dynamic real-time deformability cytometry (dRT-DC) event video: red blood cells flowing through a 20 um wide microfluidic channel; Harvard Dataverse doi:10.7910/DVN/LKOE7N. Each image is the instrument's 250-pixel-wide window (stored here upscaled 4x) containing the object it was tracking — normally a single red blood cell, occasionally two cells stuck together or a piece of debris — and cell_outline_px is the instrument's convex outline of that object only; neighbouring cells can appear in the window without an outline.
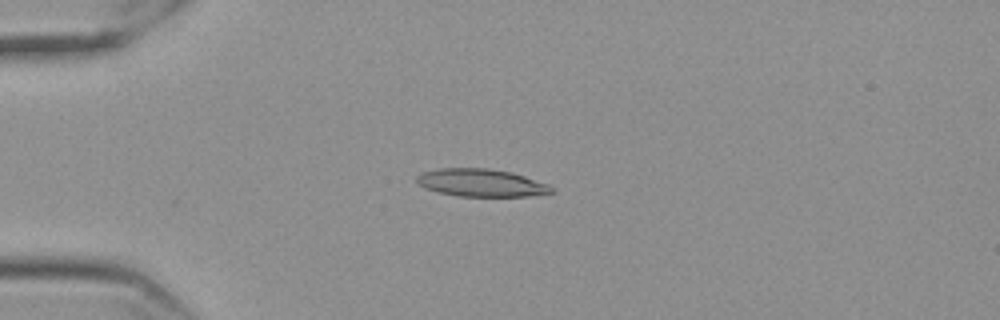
{"species": "Egyptian fruit bat (a non-hibernating species)", "species_latin": "Rousettus aegyptiacus", "temperature_condition": "cold", "stored_images_in_passage": 43, "camera_frame_rate_fps": 3000, "um_per_image_px": 0.085, "frame": {"image": 1, "passage_image": 1, "time_ms": 0.0, "image_size_px": [1000, 320], "cell_outline_px": [[556, 192], [528, 196], [460, 196], [440, 192], [424, 188], [416, 180], [416, 176], [424, 172], [440, 168], [488, 168], [512, 172], [548, 184]], "centroid_in_image_um": [40.92, 15.53], "position_along_channel_um": 44.1, "area_um2": 21.56}}
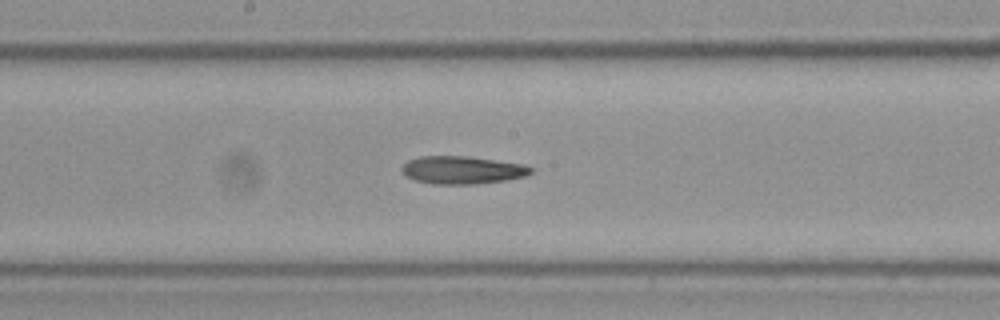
{"frame": {"image": 2, "passage_image": 17, "time_ms": 5.333, "image_size_px": [1000, 320], "cell_outline_px": [[532, 172], [524, 176], [504, 180], [472, 184], [432, 184], [416, 180], [408, 176], [400, 168], [408, 160], [420, 156], [464, 156], [524, 164], [532, 168]], "centroid_in_image_um": [39.27, 14.45], "position_along_channel_um": 208.9, "area_um2": 20.58}}
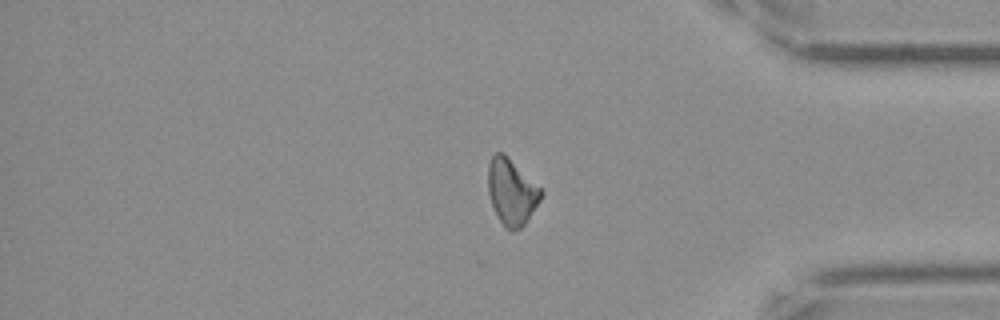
{"frame": {"image": 3, "passage_image": 34, "time_ms": 11.0, "image_size_px": [1000, 320], "cell_outline_px": [[544, 192], [540, 200], [528, 220], [520, 228], [512, 232], [496, 216], [488, 192], [488, 164], [492, 156], [496, 152], [504, 152]], "centroid_in_image_um": [43.48, 16.3], "position_along_channel_um": 391.7, "area_um2": 20.23}, "authors_computed_cell_mechanics": {"area_um2": 20.6924, "velocity_mm_per_s": 3.5673, "shape_relaxation_time_tau1_ms": null, "shape_relaxation_time_tau2_ms": 10.8264, "deformation_change_tau1": null, "deformation_change_tau2": 0.2519}}